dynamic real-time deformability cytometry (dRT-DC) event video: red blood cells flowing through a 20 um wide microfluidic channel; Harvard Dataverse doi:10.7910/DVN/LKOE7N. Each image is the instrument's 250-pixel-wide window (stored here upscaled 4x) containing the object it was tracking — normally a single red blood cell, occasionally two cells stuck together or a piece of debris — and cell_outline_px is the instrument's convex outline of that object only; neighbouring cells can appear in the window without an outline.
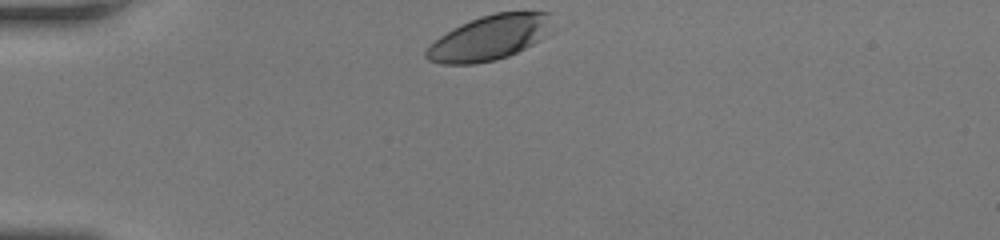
{"species": "human", "species_latin": "Homo sapiens", "temperature_condition": "room temperature", "stored_images_in_passage": 30, "camera_frame_rate_fps": 3000, "um_per_image_px": 0.085, "donor": {"sex": "female"}, "frame": {"image": 1, "passage_image": 1, "time_ms": 0.0, "image_size_px": [1000, 240], "cell_outline_px": [[552, 12], [544, 36], [540, 40], [508, 56], [496, 60], [476, 64], [440, 64], [428, 60], [424, 56], [424, 52], [440, 36], [452, 28], [460, 24], [480, 16], [496, 12]], "centroid_in_image_um": [41.54, 3.22], "position_along_channel_um": 43.5, "area_um2": 32.54}}
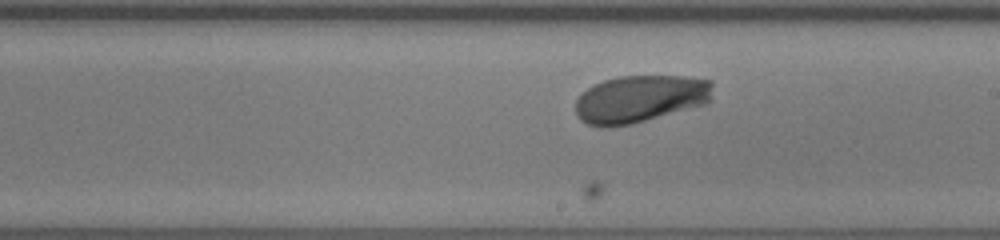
{"frame": {"image": 2, "passage_image": 18, "time_ms": 5.667, "image_size_px": [1000, 240], "cell_outline_px": [[712, 84], [708, 104], [632, 124], [608, 128], [600, 128], [588, 124], [580, 120], [576, 112], [576, 100], [580, 92], [604, 80], [620, 76], [684, 76], [712, 80]], "centroid_in_image_um": [54.39, 8.42], "position_along_channel_um": 234.6, "area_um2": 38.26}}
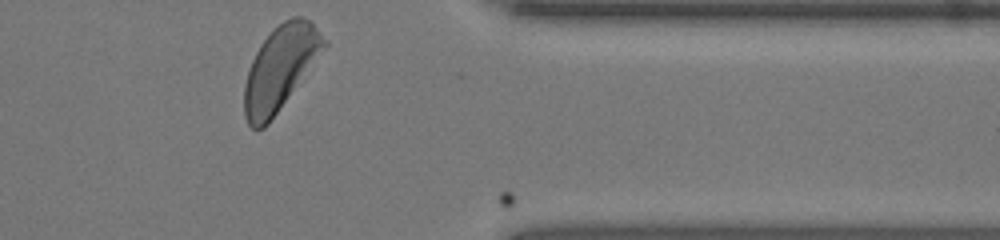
{"frame": {"image": 3, "passage_image": 30, "time_ms": 9.667, "image_size_px": [1000, 240], "cell_outline_px": [[328, 44], [268, 124], [264, 128], [252, 128], [248, 124], [244, 116], [244, 84], [252, 60], [260, 44], [284, 20], [292, 16], [304, 16], [328, 40]], "centroid_in_image_um": [23.81, 5.79], "position_along_channel_um": 387.6, "area_um2": 38.26}}